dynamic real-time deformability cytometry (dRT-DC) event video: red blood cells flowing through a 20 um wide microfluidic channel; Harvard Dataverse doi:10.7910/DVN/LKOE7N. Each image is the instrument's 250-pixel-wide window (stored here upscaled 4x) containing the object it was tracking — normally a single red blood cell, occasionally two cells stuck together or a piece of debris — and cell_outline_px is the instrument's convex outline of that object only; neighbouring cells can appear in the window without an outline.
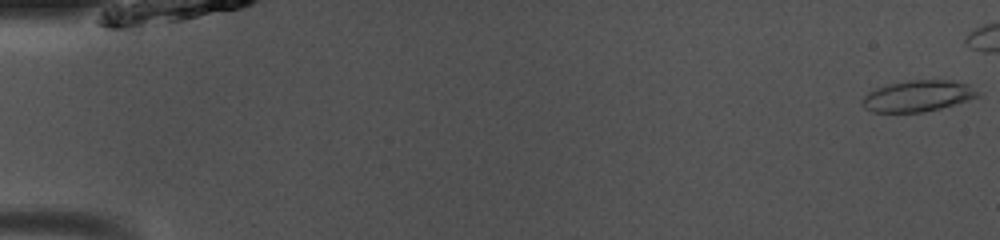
{"species": "common noctule bat (a hibernating species)", "species_latin": "Nyctalus noctula", "temperature_condition": "room temperature", "stored_images_in_passage": 44, "camera_frame_rate_fps": 3000, "um_per_image_px": 0.085, "animal": {"sex": "male", "body_mass_g": 13.0, "forearm_length_mm": 53.1}, "frame": {"image": 1, "passage_image": 1, "time_ms": 0.0, "image_size_px": [1000, 240], "cell_outline_px": [[980, 96], [968, 100], [940, 108], [924, 112], [872, 112], [864, 108], [860, 104], [860, 100], [868, 92], [876, 88], [908, 80], [952, 80], [968, 84], [980, 92]], "centroid_in_image_um": [78.0, 8.16], "position_along_channel_um": 7.0, "area_um2": 21.04}}
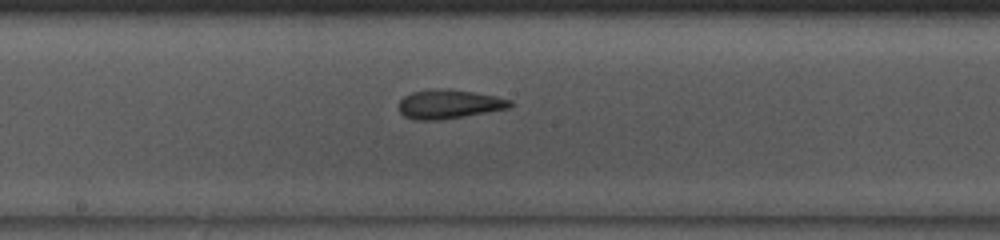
{"frame": {"image": 2, "passage_image": 27, "time_ms": 8.667, "image_size_px": [1000, 240], "cell_outline_px": [[516, 104], [508, 108], [464, 116], [440, 120], [416, 120], [404, 116], [400, 112], [400, 100], [404, 96], [412, 92], [432, 88], [448, 88], [496, 96], [512, 100]], "centroid_in_image_um": [38.18, 8.84], "position_along_channel_um": 210.0, "area_um2": 18.9}}
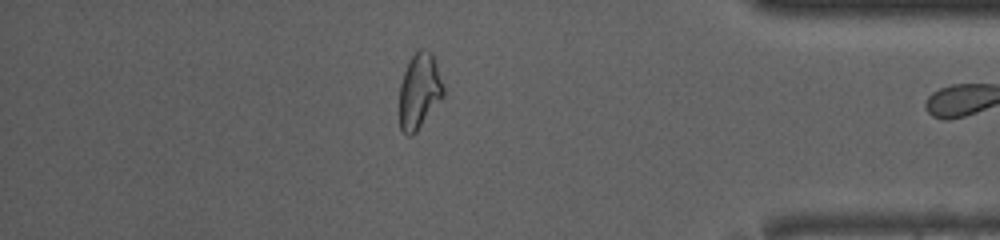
{"frame": {"image": 3, "passage_image": 43, "time_ms": 14.0, "image_size_px": [1000, 240], "cell_outline_px": [[444, 96], [416, 132], [412, 136], [408, 136], [400, 128], [400, 84], [408, 60], [420, 48], [424, 48], [432, 52], [444, 88]], "centroid_in_image_um": [35.65, 7.73], "position_along_channel_um": 399.6, "area_um2": 19.31}}